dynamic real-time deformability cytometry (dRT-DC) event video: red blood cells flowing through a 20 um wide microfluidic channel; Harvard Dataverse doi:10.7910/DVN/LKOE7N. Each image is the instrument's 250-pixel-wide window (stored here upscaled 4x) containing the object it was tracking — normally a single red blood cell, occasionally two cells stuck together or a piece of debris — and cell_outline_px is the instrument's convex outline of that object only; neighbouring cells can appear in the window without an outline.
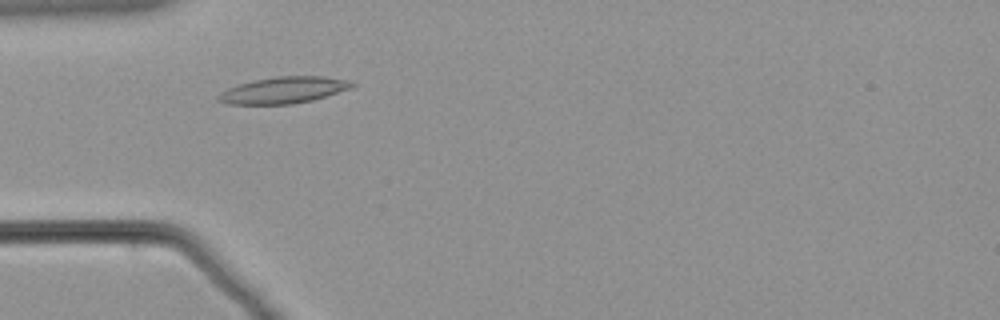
{"species": "common noctule bat (a hibernating species)", "species_latin": "Nyctalus noctula", "temperature_condition": "warm", "stored_images_in_passage": 52, "camera_frame_rate_fps": 3000, "um_per_image_px": 0.085, "animal": {"sex": "male", "body_mass_g": 21.5, "forearm_length_mm": 52.0}, "frame": {"image": 1, "passage_image": 11, "time_ms": 3.333, "image_size_px": [1000, 320], "cell_outline_px": [[356, 84], [352, 88], [312, 100], [292, 104], [224, 104], [216, 100], [216, 96], [220, 92], [228, 88], [240, 84], [256, 80], [276, 76], [324, 76], [352, 80]], "centroid_in_image_um": [24.12, 7.66], "position_along_channel_um": 60.9, "area_um2": 20.75}}
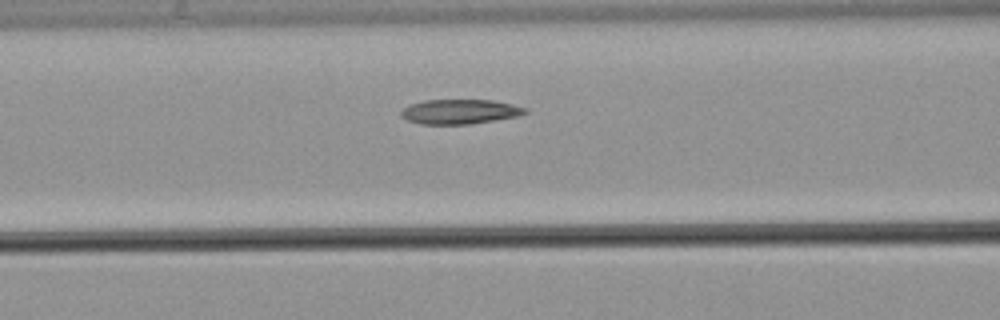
{"frame": {"image": 2, "passage_image": 17, "time_ms": 5.333, "image_size_px": [1000, 320], "cell_outline_px": [[528, 112], [516, 116], [496, 120], [468, 124], [420, 124], [408, 120], [400, 116], [400, 112], [404, 108], [412, 104], [424, 100], [492, 100], [512, 104], [528, 108]], "centroid_in_image_um": [39.09, 9.49], "position_along_channel_um": 127.5, "area_um2": 17.74}}
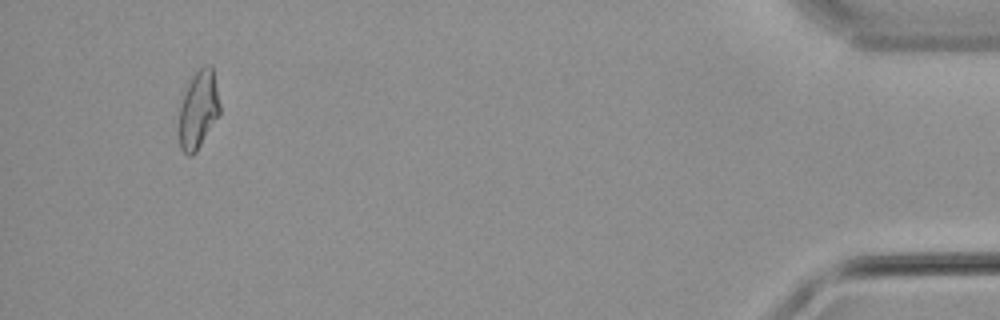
{"frame": {"image": 3, "passage_image": 49, "time_ms": 16.0, "image_size_px": [1000, 320], "cell_outline_px": [[220, 112], [196, 152], [192, 156], [188, 156], [180, 148], [180, 104], [188, 84], [196, 72], [200, 68], [208, 64], [212, 64], [220, 104]], "centroid_in_image_um": [16.87, 9.31], "position_along_channel_um": 418.3, "area_um2": 18.15}}